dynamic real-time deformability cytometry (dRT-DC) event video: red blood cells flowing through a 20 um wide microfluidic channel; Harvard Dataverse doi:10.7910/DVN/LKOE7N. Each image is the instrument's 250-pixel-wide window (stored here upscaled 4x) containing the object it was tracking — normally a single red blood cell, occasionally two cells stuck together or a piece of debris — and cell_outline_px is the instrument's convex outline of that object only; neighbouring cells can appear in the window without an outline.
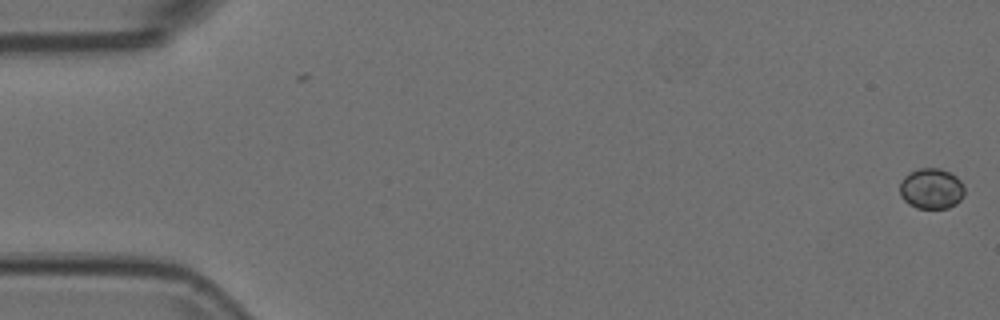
{"species": "Egyptian fruit bat (a non-hibernating species)", "species_latin": "Rousettus aegyptiacus", "temperature_condition": "room temperature", "stored_images_in_passage": 2, "camera_frame_rate_fps": 3000, "um_per_image_px": 0.085, "animal": {"sex": "female"}, "frame": {"image": 1, "passage_image": 2, "time_ms": 0.333, "image_size_px": [1000, 320], "cell_outline_px": [[964, 196], [956, 204], [948, 208], [916, 208], [908, 204], [900, 196], [900, 180], [908, 172], [920, 168], [940, 168], [956, 176], [960, 180], [964, 188]], "centroid_in_image_um": [79.15, 16.03], "position_along_channel_um": 5.9, "area_um2": 15.49}}